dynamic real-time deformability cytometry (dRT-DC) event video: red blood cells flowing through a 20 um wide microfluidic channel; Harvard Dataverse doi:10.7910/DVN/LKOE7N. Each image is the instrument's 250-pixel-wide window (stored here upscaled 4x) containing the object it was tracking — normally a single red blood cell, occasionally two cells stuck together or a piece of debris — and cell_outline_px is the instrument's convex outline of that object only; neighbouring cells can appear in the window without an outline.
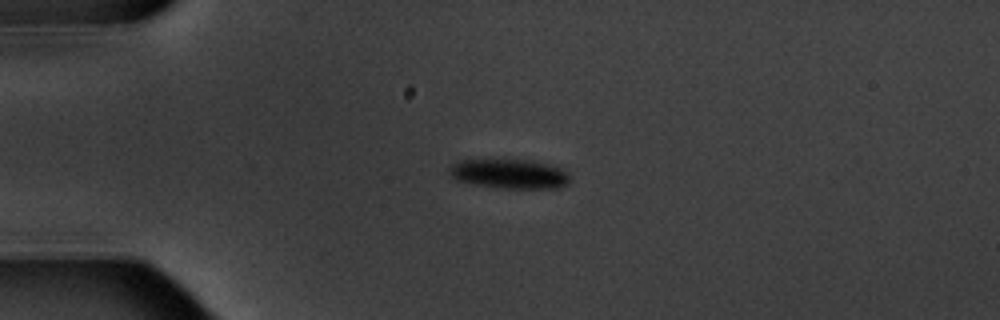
{"species": "common noctule bat (a hibernating species)", "species_latin": "Nyctalus noctula", "temperature_condition": "warm", "stored_images_in_passage": 6, "camera_frame_rate_fps": 3000, "um_per_image_px": 0.085, "animal": {"sex": "male", "body_mass_g": 20.1, "forearm_length_mm": 53.5}, "frame": {"image": 1, "passage_image": 4, "time_ms": 3.333, "image_size_px": [1000, 320], "cell_outline_px": [[568, 184], [560, 188], [492, 188], [456, 180], [448, 172], [448, 168], [452, 164], [460, 160], [532, 160], [552, 164], [564, 168], [568, 172]], "centroid_in_image_um": [43.33, 14.78], "position_along_channel_um": 41.7, "area_um2": 21.04}}
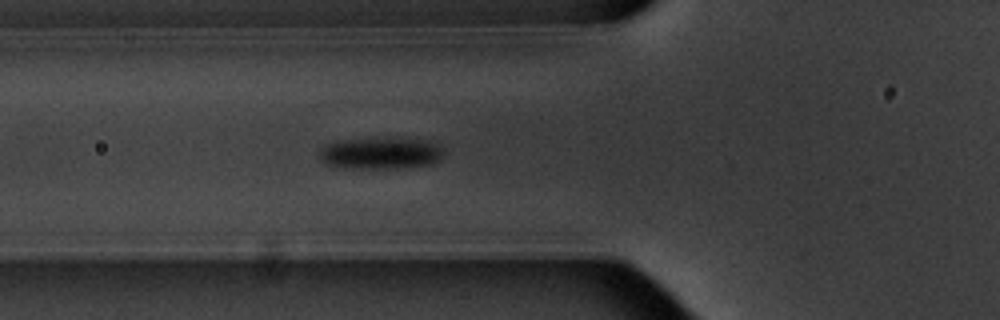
{"frame": {"image": 2, "passage_image": 6, "time_ms": 5.667, "image_size_px": [1000, 320], "cell_outline_px": [[444, 152], [440, 160], [432, 164], [400, 168], [344, 168], [324, 164], [320, 160], [320, 148], [336, 140], [428, 140], [440, 144]], "centroid_in_image_um": [32.36, 13.06], "position_along_channel_um": 93.4, "area_um2": 22.6}}